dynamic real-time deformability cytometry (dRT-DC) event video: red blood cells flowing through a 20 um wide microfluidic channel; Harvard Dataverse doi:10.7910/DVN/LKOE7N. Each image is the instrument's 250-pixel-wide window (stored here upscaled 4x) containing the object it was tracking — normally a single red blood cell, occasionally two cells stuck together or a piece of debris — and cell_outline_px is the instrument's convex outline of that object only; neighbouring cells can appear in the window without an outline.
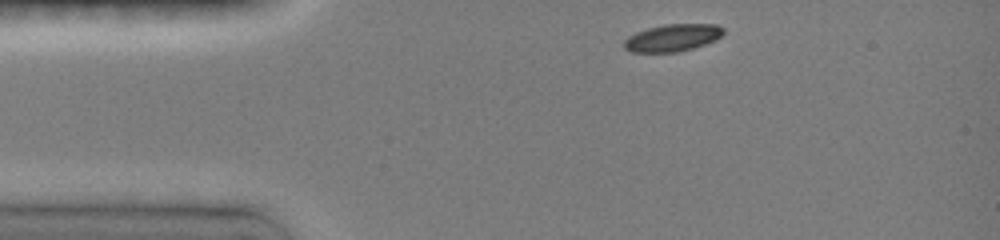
{"species": "common noctule bat (a hibernating species)", "species_latin": "Nyctalus noctula", "temperature_condition": "room temperature", "stored_images_in_passage": 12, "camera_frame_rate_fps": 3000, "um_per_image_px": 0.085, "animal": {"sex": "female", "body_mass_g": 19.0, "forearm_length_mm": 51.5}, "frame": {"image": 1, "passage_image": 1, "time_ms": 0.0, "image_size_px": [1000, 240], "cell_outline_px": [[724, 32], [716, 40], [692, 48], [676, 52], [628, 52], [624, 48], [624, 40], [628, 36], [636, 32], [648, 28], [664, 24], [716, 24], [724, 28]], "centroid_in_image_um": [57.14, 3.21], "position_along_channel_um": 27.9, "area_um2": 15.78}}
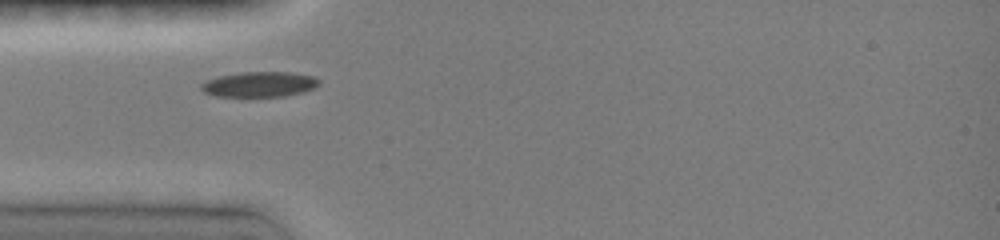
{"frame": {"image": 2, "passage_image": 6, "time_ms": 2.0, "image_size_px": [1000, 240], "cell_outline_px": [[320, 84], [316, 88], [304, 92], [284, 96], [216, 96], [204, 92], [200, 88], [200, 84], [208, 80], [220, 76], [240, 72], [288, 72], [316, 76], [320, 80]], "centroid_in_image_um": [22.11, 7.16], "position_along_channel_um": 62.9, "area_um2": 17.4}}
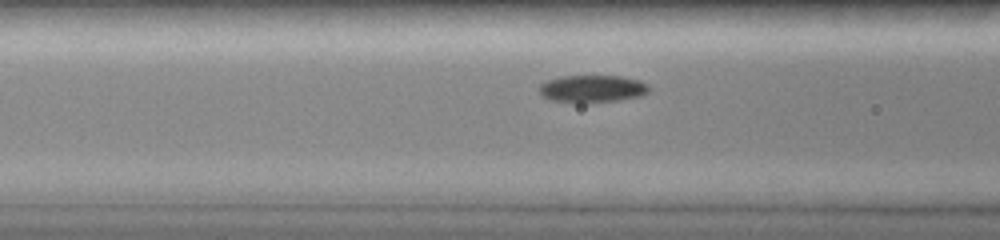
{"frame": {"image": 3, "passage_image": 9, "time_ms": 3.333, "image_size_px": [1000, 240], "cell_outline_px": [[648, 92], [640, 96], [620, 100], [580, 104], [552, 100], [544, 96], [536, 88], [540, 84], [548, 80], [560, 76], [620, 76], [640, 80], [648, 84]], "centroid_in_image_um": [50.32, 7.55], "position_along_channel_um": 116.3, "area_um2": 17.74}}